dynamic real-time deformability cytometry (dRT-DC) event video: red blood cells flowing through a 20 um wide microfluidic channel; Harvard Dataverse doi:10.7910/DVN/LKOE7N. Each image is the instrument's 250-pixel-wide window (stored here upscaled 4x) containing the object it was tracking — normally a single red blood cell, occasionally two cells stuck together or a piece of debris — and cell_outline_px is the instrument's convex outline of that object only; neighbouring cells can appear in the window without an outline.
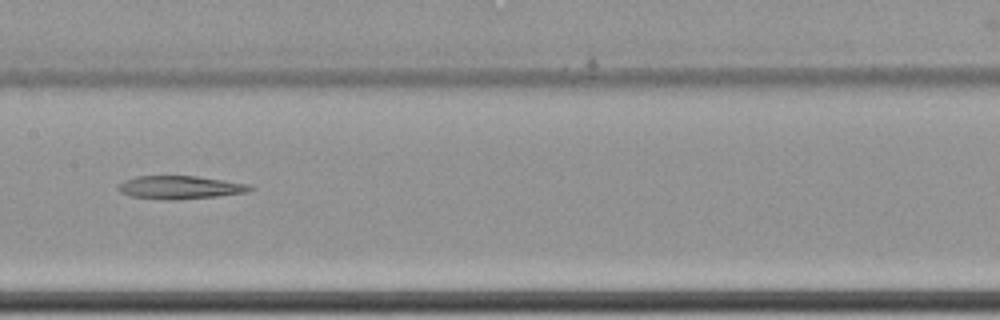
{"species": "common noctule bat (a hibernating species)", "species_latin": "Nyctalus noctula", "temperature_condition": "cold", "stored_images_in_passage": 10, "camera_frame_rate_fps": 3000, "um_per_image_px": 0.085, "animal": {"sex": "female", "body_mass_g": 22.7, "forearm_length_mm": 54.2}, "frame": {"image": 1, "passage_image": 9, "time_ms": 2.667, "image_size_px": [1000, 320], "cell_outline_px": [[256, 188], [244, 192], [216, 196], [176, 200], [164, 200], [132, 196], [120, 192], [116, 188], [124, 180], [136, 176], [196, 176], [252, 184]], "centroid_in_image_um": [15.31, 15.92], "position_along_channel_um": 192.1, "area_um2": 17.8}}
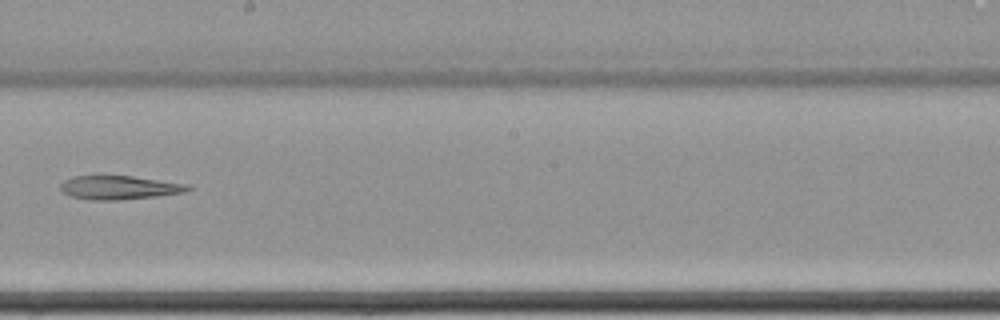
{"frame": {"image": 2, "passage_image": 10, "time_ms": 3.0, "image_size_px": [1000, 320], "cell_outline_px": [[192, 188], [184, 192], [156, 196], [120, 200], [92, 200], [72, 196], [64, 192], [60, 188], [60, 184], [64, 180], [72, 176], [96, 172], [100, 172], [132, 176], [192, 184]], "centroid_in_image_um": [10.1, 15.88], "position_along_channel_um": 238.1, "area_um2": 18.55}}